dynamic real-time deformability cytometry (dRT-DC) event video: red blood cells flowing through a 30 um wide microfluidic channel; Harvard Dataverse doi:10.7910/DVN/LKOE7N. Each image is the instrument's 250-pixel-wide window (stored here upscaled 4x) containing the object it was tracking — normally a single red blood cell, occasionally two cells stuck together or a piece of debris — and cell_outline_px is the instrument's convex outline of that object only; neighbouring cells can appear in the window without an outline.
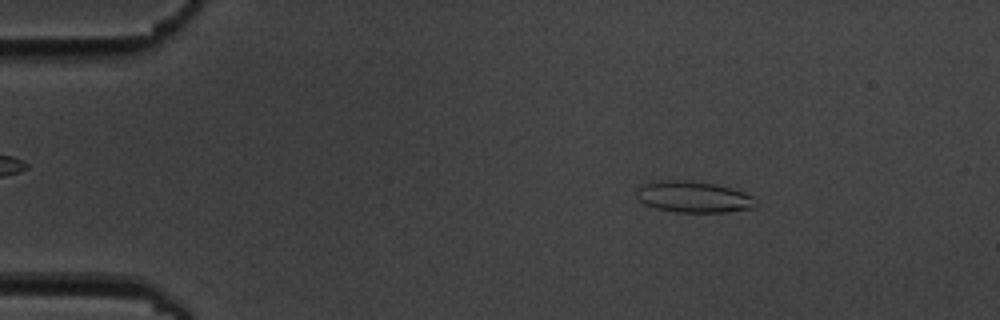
{"species": "common noctule bat (a hibernating species)", "species_latin": "Nyctalus noctula", "temperature_condition": "cold", "stored_images_in_passage": 3, "camera_frame_rate_fps": 3000, "um_per_image_px": 0.085, "animal": {"sex": "male", "body_mass_g": 19.5, "forearm_length_mm": 54.6}, "frame": {"image": 1, "passage_image": 1, "time_ms": 0.0, "image_size_px": [1000, 320], "cell_outline_px": [[756, 204], [752, 208], [724, 212], [676, 212], [656, 208], [644, 204], [636, 200], [636, 188], [640, 184], [652, 180], [688, 180], [716, 184], [744, 192], [752, 196], [756, 200]], "centroid_in_image_um": [58.86, 16.72], "position_along_channel_um": 26.1, "area_um2": 22.08}}